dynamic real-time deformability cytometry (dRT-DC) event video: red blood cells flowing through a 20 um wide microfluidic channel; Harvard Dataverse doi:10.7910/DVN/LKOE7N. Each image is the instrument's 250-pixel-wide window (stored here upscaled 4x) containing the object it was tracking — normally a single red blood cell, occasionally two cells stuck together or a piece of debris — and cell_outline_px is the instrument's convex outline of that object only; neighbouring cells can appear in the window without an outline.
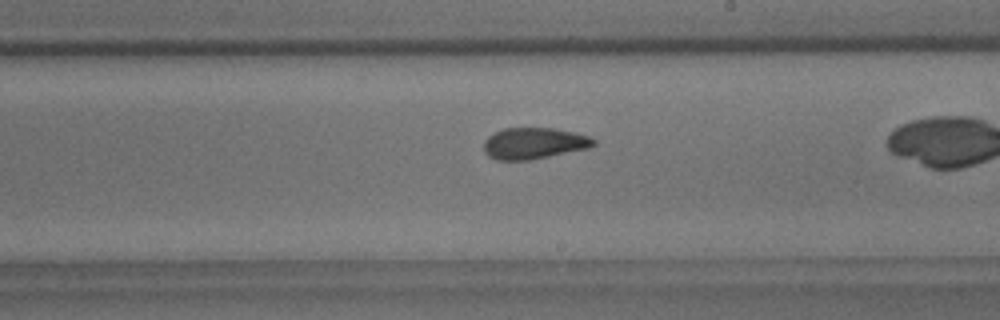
{"species": "common noctule bat (a hibernating species)", "species_latin": "Nyctalus noctula", "temperature_condition": "room temperature", "stored_images_in_passage": 40, "camera_frame_rate_fps": 3000, "um_per_image_px": 0.085, "animal": {"sex": "male", "body_mass_g": 18.8}, "frame": {"image": 1, "passage_image": 29, "time_ms": 9.333, "image_size_px": [1000, 320], "cell_outline_px": [[596, 144], [588, 148], [528, 160], [496, 160], [488, 156], [484, 152], [484, 140], [488, 136], [504, 128], [552, 128], [576, 132], [588, 136], [596, 140]], "centroid_in_image_um": [45.37, 12.18], "position_along_channel_um": 243.6, "area_um2": 20.0}}
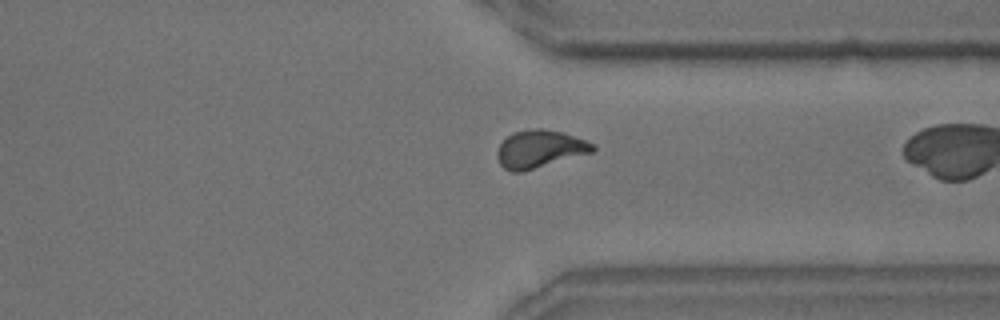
{"frame": {"image": 2, "passage_image": 39, "time_ms": 12.667, "image_size_px": [1000, 320], "cell_outline_px": [[596, 148], [592, 152], [520, 172], [512, 172], [504, 168], [500, 164], [496, 156], [496, 152], [500, 144], [512, 132], [532, 128], [540, 128], [564, 132], [596, 144]], "centroid_in_image_um": [45.87, 12.65], "position_along_channel_um": 365.5, "area_um2": 20.92}}